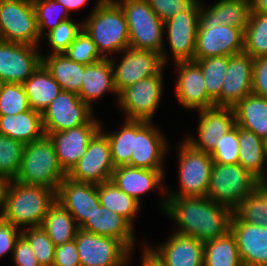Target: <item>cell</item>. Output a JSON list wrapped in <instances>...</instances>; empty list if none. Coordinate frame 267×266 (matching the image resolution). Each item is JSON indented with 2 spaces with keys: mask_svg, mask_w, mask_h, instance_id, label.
Here are the masks:
<instances>
[{
  "mask_svg": "<svg viewBox=\"0 0 267 266\" xmlns=\"http://www.w3.org/2000/svg\"><path fill=\"white\" fill-rule=\"evenodd\" d=\"M163 210L177 221V234L193 237L199 241L221 238L230 232L234 212L203 197L168 196Z\"/></svg>",
  "mask_w": 267,
  "mask_h": 266,
  "instance_id": "6da1fadb",
  "label": "cell"
},
{
  "mask_svg": "<svg viewBox=\"0 0 267 266\" xmlns=\"http://www.w3.org/2000/svg\"><path fill=\"white\" fill-rule=\"evenodd\" d=\"M55 201L56 191L51 188L16 180L6 181L2 189V219L16 227L42 226L49 208Z\"/></svg>",
  "mask_w": 267,
  "mask_h": 266,
  "instance_id": "7a4b0ae2",
  "label": "cell"
},
{
  "mask_svg": "<svg viewBox=\"0 0 267 266\" xmlns=\"http://www.w3.org/2000/svg\"><path fill=\"white\" fill-rule=\"evenodd\" d=\"M83 29L102 52L124 51L129 48V30L125 14L117 1L98 0Z\"/></svg>",
  "mask_w": 267,
  "mask_h": 266,
  "instance_id": "3957f363",
  "label": "cell"
},
{
  "mask_svg": "<svg viewBox=\"0 0 267 266\" xmlns=\"http://www.w3.org/2000/svg\"><path fill=\"white\" fill-rule=\"evenodd\" d=\"M67 174L60 167L54 145L48 136L25 144L19 171L14 180L48 187L57 192Z\"/></svg>",
  "mask_w": 267,
  "mask_h": 266,
  "instance_id": "277c9868",
  "label": "cell"
},
{
  "mask_svg": "<svg viewBox=\"0 0 267 266\" xmlns=\"http://www.w3.org/2000/svg\"><path fill=\"white\" fill-rule=\"evenodd\" d=\"M261 183L240 164L213 163L206 197L234 212Z\"/></svg>",
  "mask_w": 267,
  "mask_h": 266,
  "instance_id": "5b68a950",
  "label": "cell"
},
{
  "mask_svg": "<svg viewBox=\"0 0 267 266\" xmlns=\"http://www.w3.org/2000/svg\"><path fill=\"white\" fill-rule=\"evenodd\" d=\"M123 10L129 30V47L158 52L166 63L162 52L164 23L146 0H124L118 3Z\"/></svg>",
  "mask_w": 267,
  "mask_h": 266,
  "instance_id": "8992f818",
  "label": "cell"
},
{
  "mask_svg": "<svg viewBox=\"0 0 267 266\" xmlns=\"http://www.w3.org/2000/svg\"><path fill=\"white\" fill-rule=\"evenodd\" d=\"M40 36L32 0H0V40L37 46Z\"/></svg>",
  "mask_w": 267,
  "mask_h": 266,
  "instance_id": "52a82bcc",
  "label": "cell"
},
{
  "mask_svg": "<svg viewBox=\"0 0 267 266\" xmlns=\"http://www.w3.org/2000/svg\"><path fill=\"white\" fill-rule=\"evenodd\" d=\"M114 169L110 144L100 127L90 139L85 154L67 177L76 182L101 184L111 180Z\"/></svg>",
  "mask_w": 267,
  "mask_h": 266,
  "instance_id": "ba28073f",
  "label": "cell"
},
{
  "mask_svg": "<svg viewBox=\"0 0 267 266\" xmlns=\"http://www.w3.org/2000/svg\"><path fill=\"white\" fill-rule=\"evenodd\" d=\"M181 192L174 197H203L207 195L213 160L209 153L196 150L187 141L180 147Z\"/></svg>",
  "mask_w": 267,
  "mask_h": 266,
  "instance_id": "9c48e42d",
  "label": "cell"
},
{
  "mask_svg": "<svg viewBox=\"0 0 267 266\" xmlns=\"http://www.w3.org/2000/svg\"><path fill=\"white\" fill-rule=\"evenodd\" d=\"M92 111L77 94L61 90L41 114L45 136L89 123Z\"/></svg>",
  "mask_w": 267,
  "mask_h": 266,
  "instance_id": "30bf717a",
  "label": "cell"
},
{
  "mask_svg": "<svg viewBox=\"0 0 267 266\" xmlns=\"http://www.w3.org/2000/svg\"><path fill=\"white\" fill-rule=\"evenodd\" d=\"M75 242L82 266H125L129 249L119 240L79 229Z\"/></svg>",
  "mask_w": 267,
  "mask_h": 266,
  "instance_id": "8fae6325",
  "label": "cell"
},
{
  "mask_svg": "<svg viewBox=\"0 0 267 266\" xmlns=\"http://www.w3.org/2000/svg\"><path fill=\"white\" fill-rule=\"evenodd\" d=\"M244 31L220 24H199L196 36L194 60L215 56H231L242 53Z\"/></svg>",
  "mask_w": 267,
  "mask_h": 266,
  "instance_id": "7c38bea8",
  "label": "cell"
},
{
  "mask_svg": "<svg viewBox=\"0 0 267 266\" xmlns=\"http://www.w3.org/2000/svg\"><path fill=\"white\" fill-rule=\"evenodd\" d=\"M162 74L141 79L118 94V102L121 108L127 112V120L151 122L161 97Z\"/></svg>",
  "mask_w": 267,
  "mask_h": 266,
  "instance_id": "4fadbf2b",
  "label": "cell"
},
{
  "mask_svg": "<svg viewBox=\"0 0 267 266\" xmlns=\"http://www.w3.org/2000/svg\"><path fill=\"white\" fill-rule=\"evenodd\" d=\"M200 2L164 21L175 63L194 61Z\"/></svg>",
  "mask_w": 267,
  "mask_h": 266,
  "instance_id": "5bb4252c",
  "label": "cell"
},
{
  "mask_svg": "<svg viewBox=\"0 0 267 266\" xmlns=\"http://www.w3.org/2000/svg\"><path fill=\"white\" fill-rule=\"evenodd\" d=\"M36 48L0 40V84H23L42 63Z\"/></svg>",
  "mask_w": 267,
  "mask_h": 266,
  "instance_id": "9a60e30c",
  "label": "cell"
},
{
  "mask_svg": "<svg viewBox=\"0 0 267 266\" xmlns=\"http://www.w3.org/2000/svg\"><path fill=\"white\" fill-rule=\"evenodd\" d=\"M126 55L121 60L120 64L115 67L112 62L114 76V86L117 95L126 87L134 83L151 77L153 75H160L162 67L164 66L162 56L158 52L140 50L134 48H126Z\"/></svg>",
  "mask_w": 267,
  "mask_h": 266,
  "instance_id": "2e32d148",
  "label": "cell"
},
{
  "mask_svg": "<svg viewBox=\"0 0 267 266\" xmlns=\"http://www.w3.org/2000/svg\"><path fill=\"white\" fill-rule=\"evenodd\" d=\"M99 129L97 121L92 119L87 124L47 135L54 145L58 163L66 174L85 154L90 139Z\"/></svg>",
  "mask_w": 267,
  "mask_h": 266,
  "instance_id": "e0dca14e",
  "label": "cell"
},
{
  "mask_svg": "<svg viewBox=\"0 0 267 266\" xmlns=\"http://www.w3.org/2000/svg\"><path fill=\"white\" fill-rule=\"evenodd\" d=\"M56 200L74 217L79 228L101 206L98 184L76 182L69 177L60 183Z\"/></svg>",
  "mask_w": 267,
  "mask_h": 266,
  "instance_id": "ac0fdd59",
  "label": "cell"
},
{
  "mask_svg": "<svg viewBox=\"0 0 267 266\" xmlns=\"http://www.w3.org/2000/svg\"><path fill=\"white\" fill-rule=\"evenodd\" d=\"M230 232L243 266H267V227L249 224L233 214Z\"/></svg>",
  "mask_w": 267,
  "mask_h": 266,
  "instance_id": "d6986e66",
  "label": "cell"
},
{
  "mask_svg": "<svg viewBox=\"0 0 267 266\" xmlns=\"http://www.w3.org/2000/svg\"><path fill=\"white\" fill-rule=\"evenodd\" d=\"M236 126L232 107L214 106L200 110L199 141L188 138L186 141L193 148L211 153L220 138Z\"/></svg>",
  "mask_w": 267,
  "mask_h": 266,
  "instance_id": "ffe728a7",
  "label": "cell"
},
{
  "mask_svg": "<svg viewBox=\"0 0 267 266\" xmlns=\"http://www.w3.org/2000/svg\"><path fill=\"white\" fill-rule=\"evenodd\" d=\"M253 58L245 52L228 56V69L221 89V106L233 107L252 93Z\"/></svg>",
  "mask_w": 267,
  "mask_h": 266,
  "instance_id": "44dd1931",
  "label": "cell"
},
{
  "mask_svg": "<svg viewBox=\"0 0 267 266\" xmlns=\"http://www.w3.org/2000/svg\"><path fill=\"white\" fill-rule=\"evenodd\" d=\"M159 130L150 122L135 120V144L131 156V166L146 169H162L161 161L166 145Z\"/></svg>",
  "mask_w": 267,
  "mask_h": 266,
  "instance_id": "7402d4cb",
  "label": "cell"
},
{
  "mask_svg": "<svg viewBox=\"0 0 267 266\" xmlns=\"http://www.w3.org/2000/svg\"><path fill=\"white\" fill-rule=\"evenodd\" d=\"M177 97L188 109H207L215 106L208 97L201 67L195 61L178 62Z\"/></svg>",
  "mask_w": 267,
  "mask_h": 266,
  "instance_id": "603a6c76",
  "label": "cell"
},
{
  "mask_svg": "<svg viewBox=\"0 0 267 266\" xmlns=\"http://www.w3.org/2000/svg\"><path fill=\"white\" fill-rule=\"evenodd\" d=\"M165 266H203L204 242L175 233L159 251L151 249Z\"/></svg>",
  "mask_w": 267,
  "mask_h": 266,
  "instance_id": "cb8c5ba5",
  "label": "cell"
},
{
  "mask_svg": "<svg viewBox=\"0 0 267 266\" xmlns=\"http://www.w3.org/2000/svg\"><path fill=\"white\" fill-rule=\"evenodd\" d=\"M79 229L114 238L121 241L130 251L133 250L132 225L119 214L103 206L96 209Z\"/></svg>",
  "mask_w": 267,
  "mask_h": 266,
  "instance_id": "d4e9b609",
  "label": "cell"
},
{
  "mask_svg": "<svg viewBox=\"0 0 267 266\" xmlns=\"http://www.w3.org/2000/svg\"><path fill=\"white\" fill-rule=\"evenodd\" d=\"M162 169L138 168L130 165L115 167L111 181L124 193L140 203V195L161 183Z\"/></svg>",
  "mask_w": 267,
  "mask_h": 266,
  "instance_id": "484cf974",
  "label": "cell"
},
{
  "mask_svg": "<svg viewBox=\"0 0 267 266\" xmlns=\"http://www.w3.org/2000/svg\"><path fill=\"white\" fill-rule=\"evenodd\" d=\"M113 71L110 58L84 65L83 80L78 94L81 100L91 107L92 100L100 98L107 90L117 93Z\"/></svg>",
  "mask_w": 267,
  "mask_h": 266,
  "instance_id": "4316f807",
  "label": "cell"
},
{
  "mask_svg": "<svg viewBox=\"0 0 267 266\" xmlns=\"http://www.w3.org/2000/svg\"><path fill=\"white\" fill-rule=\"evenodd\" d=\"M0 134L30 143L45 136L41 113L29 109L19 114L0 115Z\"/></svg>",
  "mask_w": 267,
  "mask_h": 266,
  "instance_id": "83f0119b",
  "label": "cell"
},
{
  "mask_svg": "<svg viewBox=\"0 0 267 266\" xmlns=\"http://www.w3.org/2000/svg\"><path fill=\"white\" fill-rule=\"evenodd\" d=\"M202 9L198 24L228 25L244 31L251 18L248 0H220L206 12Z\"/></svg>",
  "mask_w": 267,
  "mask_h": 266,
  "instance_id": "f1b7e54d",
  "label": "cell"
},
{
  "mask_svg": "<svg viewBox=\"0 0 267 266\" xmlns=\"http://www.w3.org/2000/svg\"><path fill=\"white\" fill-rule=\"evenodd\" d=\"M232 108L237 126L267 137V98L250 93Z\"/></svg>",
  "mask_w": 267,
  "mask_h": 266,
  "instance_id": "f546056e",
  "label": "cell"
},
{
  "mask_svg": "<svg viewBox=\"0 0 267 266\" xmlns=\"http://www.w3.org/2000/svg\"><path fill=\"white\" fill-rule=\"evenodd\" d=\"M30 109L42 112L58 96L61 87L41 63L23 83Z\"/></svg>",
  "mask_w": 267,
  "mask_h": 266,
  "instance_id": "4dcf8cb0",
  "label": "cell"
},
{
  "mask_svg": "<svg viewBox=\"0 0 267 266\" xmlns=\"http://www.w3.org/2000/svg\"><path fill=\"white\" fill-rule=\"evenodd\" d=\"M43 57L42 64L58 82L61 90L78 95L83 80L84 65L69 59L64 53H52L48 58Z\"/></svg>",
  "mask_w": 267,
  "mask_h": 266,
  "instance_id": "1f68e13d",
  "label": "cell"
},
{
  "mask_svg": "<svg viewBox=\"0 0 267 266\" xmlns=\"http://www.w3.org/2000/svg\"><path fill=\"white\" fill-rule=\"evenodd\" d=\"M238 141V164L251 172L262 183H267V181L265 180L266 175H264L263 171V164L266 159L263 139L258 137L252 131L238 126Z\"/></svg>",
  "mask_w": 267,
  "mask_h": 266,
  "instance_id": "d6a6232c",
  "label": "cell"
},
{
  "mask_svg": "<svg viewBox=\"0 0 267 266\" xmlns=\"http://www.w3.org/2000/svg\"><path fill=\"white\" fill-rule=\"evenodd\" d=\"M74 217L57 200L49 208L42 227L55 246L75 239L79 230Z\"/></svg>",
  "mask_w": 267,
  "mask_h": 266,
  "instance_id": "836d02e7",
  "label": "cell"
},
{
  "mask_svg": "<svg viewBox=\"0 0 267 266\" xmlns=\"http://www.w3.org/2000/svg\"><path fill=\"white\" fill-rule=\"evenodd\" d=\"M203 266H243L231 232L204 242Z\"/></svg>",
  "mask_w": 267,
  "mask_h": 266,
  "instance_id": "e575fe53",
  "label": "cell"
},
{
  "mask_svg": "<svg viewBox=\"0 0 267 266\" xmlns=\"http://www.w3.org/2000/svg\"><path fill=\"white\" fill-rule=\"evenodd\" d=\"M100 205L119 214L131 225L140 203L121 191L111 180L98 184Z\"/></svg>",
  "mask_w": 267,
  "mask_h": 266,
  "instance_id": "d590c367",
  "label": "cell"
},
{
  "mask_svg": "<svg viewBox=\"0 0 267 266\" xmlns=\"http://www.w3.org/2000/svg\"><path fill=\"white\" fill-rule=\"evenodd\" d=\"M194 61L201 67L208 97L215 106H221V89L228 69V56L208 57Z\"/></svg>",
  "mask_w": 267,
  "mask_h": 266,
  "instance_id": "8d00e7d4",
  "label": "cell"
},
{
  "mask_svg": "<svg viewBox=\"0 0 267 266\" xmlns=\"http://www.w3.org/2000/svg\"><path fill=\"white\" fill-rule=\"evenodd\" d=\"M234 214L249 224L267 227V183H261L244 198Z\"/></svg>",
  "mask_w": 267,
  "mask_h": 266,
  "instance_id": "74e56055",
  "label": "cell"
},
{
  "mask_svg": "<svg viewBox=\"0 0 267 266\" xmlns=\"http://www.w3.org/2000/svg\"><path fill=\"white\" fill-rule=\"evenodd\" d=\"M124 127L112 134H105L110 144L114 167L130 165L135 144V120L125 119Z\"/></svg>",
  "mask_w": 267,
  "mask_h": 266,
  "instance_id": "f35d334b",
  "label": "cell"
},
{
  "mask_svg": "<svg viewBox=\"0 0 267 266\" xmlns=\"http://www.w3.org/2000/svg\"><path fill=\"white\" fill-rule=\"evenodd\" d=\"M243 52L253 59L267 56V13L251 14L244 30Z\"/></svg>",
  "mask_w": 267,
  "mask_h": 266,
  "instance_id": "ab89813d",
  "label": "cell"
},
{
  "mask_svg": "<svg viewBox=\"0 0 267 266\" xmlns=\"http://www.w3.org/2000/svg\"><path fill=\"white\" fill-rule=\"evenodd\" d=\"M25 143L0 134V180H14L19 171Z\"/></svg>",
  "mask_w": 267,
  "mask_h": 266,
  "instance_id": "60d3db41",
  "label": "cell"
},
{
  "mask_svg": "<svg viewBox=\"0 0 267 266\" xmlns=\"http://www.w3.org/2000/svg\"><path fill=\"white\" fill-rule=\"evenodd\" d=\"M32 1L36 14V23L38 26V33L40 37L43 36L42 33L45 27H48L49 28L48 32H50L52 29L56 28L62 21L69 19L67 18L68 10L62 4H60L55 0H32ZM53 16H56V18Z\"/></svg>",
  "mask_w": 267,
  "mask_h": 266,
  "instance_id": "b9f144b4",
  "label": "cell"
},
{
  "mask_svg": "<svg viewBox=\"0 0 267 266\" xmlns=\"http://www.w3.org/2000/svg\"><path fill=\"white\" fill-rule=\"evenodd\" d=\"M21 235L28 241L41 266H53L55 245L42 226L24 229Z\"/></svg>",
  "mask_w": 267,
  "mask_h": 266,
  "instance_id": "7bdbcfd3",
  "label": "cell"
},
{
  "mask_svg": "<svg viewBox=\"0 0 267 266\" xmlns=\"http://www.w3.org/2000/svg\"><path fill=\"white\" fill-rule=\"evenodd\" d=\"M30 109L23 84H0V115L19 114Z\"/></svg>",
  "mask_w": 267,
  "mask_h": 266,
  "instance_id": "ee69618b",
  "label": "cell"
},
{
  "mask_svg": "<svg viewBox=\"0 0 267 266\" xmlns=\"http://www.w3.org/2000/svg\"><path fill=\"white\" fill-rule=\"evenodd\" d=\"M64 54L69 59L83 65L93 64L99 60L108 58L106 53L100 56L96 44L84 29L76 36Z\"/></svg>",
  "mask_w": 267,
  "mask_h": 266,
  "instance_id": "f6af8a7d",
  "label": "cell"
},
{
  "mask_svg": "<svg viewBox=\"0 0 267 266\" xmlns=\"http://www.w3.org/2000/svg\"><path fill=\"white\" fill-rule=\"evenodd\" d=\"M238 126L236 125L218 141L215 149L210 153L213 163L238 164L239 162Z\"/></svg>",
  "mask_w": 267,
  "mask_h": 266,
  "instance_id": "bcb514c9",
  "label": "cell"
},
{
  "mask_svg": "<svg viewBox=\"0 0 267 266\" xmlns=\"http://www.w3.org/2000/svg\"><path fill=\"white\" fill-rule=\"evenodd\" d=\"M83 25H77L70 19L62 21L56 28L50 32L45 33L48 37V41L53 48L52 53L62 54L69 45L75 40L76 36L82 31Z\"/></svg>",
  "mask_w": 267,
  "mask_h": 266,
  "instance_id": "7dc6e473",
  "label": "cell"
},
{
  "mask_svg": "<svg viewBox=\"0 0 267 266\" xmlns=\"http://www.w3.org/2000/svg\"><path fill=\"white\" fill-rule=\"evenodd\" d=\"M156 15L164 22L188 9L196 0H146Z\"/></svg>",
  "mask_w": 267,
  "mask_h": 266,
  "instance_id": "c3c4849f",
  "label": "cell"
},
{
  "mask_svg": "<svg viewBox=\"0 0 267 266\" xmlns=\"http://www.w3.org/2000/svg\"><path fill=\"white\" fill-rule=\"evenodd\" d=\"M252 93L267 98V56L253 59Z\"/></svg>",
  "mask_w": 267,
  "mask_h": 266,
  "instance_id": "681fc988",
  "label": "cell"
},
{
  "mask_svg": "<svg viewBox=\"0 0 267 266\" xmlns=\"http://www.w3.org/2000/svg\"><path fill=\"white\" fill-rule=\"evenodd\" d=\"M53 266H82L75 240L55 246Z\"/></svg>",
  "mask_w": 267,
  "mask_h": 266,
  "instance_id": "f907efd6",
  "label": "cell"
},
{
  "mask_svg": "<svg viewBox=\"0 0 267 266\" xmlns=\"http://www.w3.org/2000/svg\"><path fill=\"white\" fill-rule=\"evenodd\" d=\"M17 266H41L28 241L20 235L13 251Z\"/></svg>",
  "mask_w": 267,
  "mask_h": 266,
  "instance_id": "816d5d0a",
  "label": "cell"
},
{
  "mask_svg": "<svg viewBox=\"0 0 267 266\" xmlns=\"http://www.w3.org/2000/svg\"><path fill=\"white\" fill-rule=\"evenodd\" d=\"M17 227L3 219L0 220V257L8 251H14L15 244L21 235Z\"/></svg>",
  "mask_w": 267,
  "mask_h": 266,
  "instance_id": "f5cc1de1",
  "label": "cell"
},
{
  "mask_svg": "<svg viewBox=\"0 0 267 266\" xmlns=\"http://www.w3.org/2000/svg\"><path fill=\"white\" fill-rule=\"evenodd\" d=\"M142 266H165L164 263L157 257V255L148 247L144 251Z\"/></svg>",
  "mask_w": 267,
  "mask_h": 266,
  "instance_id": "db71d44e",
  "label": "cell"
},
{
  "mask_svg": "<svg viewBox=\"0 0 267 266\" xmlns=\"http://www.w3.org/2000/svg\"><path fill=\"white\" fill-rule=\"evenodd\" d=\"M251 14L267 13V0H248Z\"/></svg>",
  "mask_w": 267,
  "mask_h": 266,
  "instance_id": "11a10c76",
  "label": "cell"
},
{
  "mask_svg": "<svg viewBox=\"0 0 267 266\" xmlns=\"http://www.w3.org/2000/svg\"><path fill=\"white\" fill-rule=\"evenodd\" d=\"M55 1L62 4L69 12L72 9H76L83 6V4H85L87 0H55Z\"/></svg>",
  "mask_w": 267,
  "mask_h": 266,
  "instance_id": "9f6ffc18",
  "label": "cell"
},
{
  "mask_svg": "<svg viewBox=\"0 0 267 266\" xmlns=\"http://www.w3.org/2000/svg\"><path fill=\"white\" fill-rule=\"evenodd\" d=\"M263 146H264L265 157L267 158V137L263 139Z\"/></svg>",
  "mask_w": 267,
  "mask_h": 266,
  "instance_id": "6f0895ef",
  "label": "cell"
},
{
  "mask_svg": "<svg viewBox=\"0 0 267 266\" xmlns=\"http://www.w3.org/2000/svg\"><path fill=\"white\" fill-rule=\"evenodd\" d=\"M4 182L0 180V206L2 204V189H3Z\"/></svg>",
  "mask_w": 267,
  "mask_h": 266,
  "instance_id": "680465c9",
  "label": "cell"
}]
</instances>
